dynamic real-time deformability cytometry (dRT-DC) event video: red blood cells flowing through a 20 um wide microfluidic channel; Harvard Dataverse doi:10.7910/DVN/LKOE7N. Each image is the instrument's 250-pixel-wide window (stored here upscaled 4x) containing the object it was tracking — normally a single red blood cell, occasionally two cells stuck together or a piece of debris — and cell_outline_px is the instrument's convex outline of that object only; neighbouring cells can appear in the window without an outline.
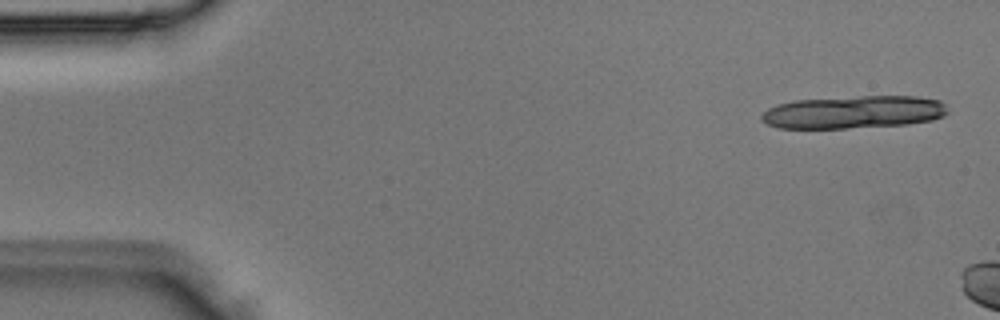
{"species": "Egyptian fruit bat (a non-hibernating species)", "species_latin": "Rousettus aegyptiacus", "temperature_condition": "room temperature", "stored_images_in_passage": 3, "camera_frame_rate_fps": 3000, "um_per_image_px": 0.085, "animal": {"sex": "male"}, "frame": {"image": 1, "passage_image": 1, "time_ms": 0.0, "image_size_px": [1000, 320], "cell_outline_px": [[948, 112], [944, 116], [932, 120], [908, 124], [848, 128], [776, 128], [760, 120], [760, 116], [768, 108], [776, 104], [796, 100], [860, 96], [916, 96], [940, 100], [944, 104]], "centroid_in_image_um": [72.55, 9.53], "position_along_channel_um": 12.5, "area_um2": 35.66}}